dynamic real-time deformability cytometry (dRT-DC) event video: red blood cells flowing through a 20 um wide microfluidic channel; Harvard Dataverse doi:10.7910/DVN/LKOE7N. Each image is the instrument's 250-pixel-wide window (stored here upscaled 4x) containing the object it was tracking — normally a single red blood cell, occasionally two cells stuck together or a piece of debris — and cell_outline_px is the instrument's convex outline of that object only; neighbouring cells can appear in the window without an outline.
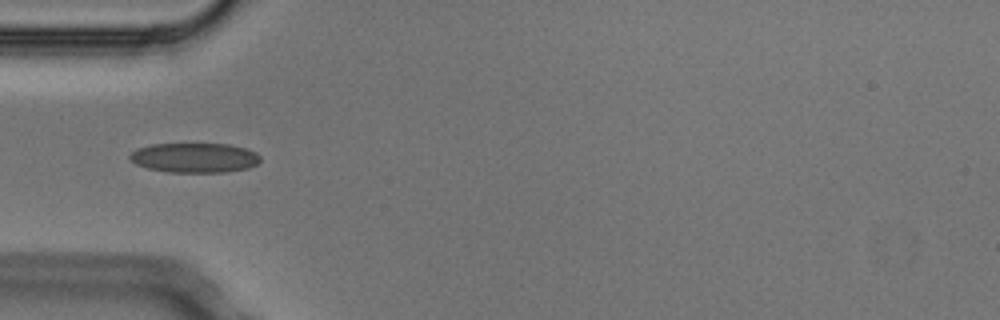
{"species": "Egyptian fruit bat (a non-hibernating species)", "species_latin": "Rousettus aegyptiacus", "temperature_condition": "cold", "stored_images_in_passage": 3, "camera_frame_rate_fps": 3000, "um_per_image_px": 0.085, "animal": {"sex": "male"}, "frame": {"image": 1, "passage_image": 1, "time_ms": 0.0, "image_size_px": [1000, 320], "cell_outline_px": [[260, 160], [256, 164], [248, 168], [224, 172], [168, 172], [148, 168], [136, 164], [128, 156], [136, 148], [152, 144], [228, 144], [248, 148], [256, 152], [260, 156]], "centroid_in_image_um": [16.55, 13.4], "position_along_channel_um": 68.4, "area_um2": 22.6}}
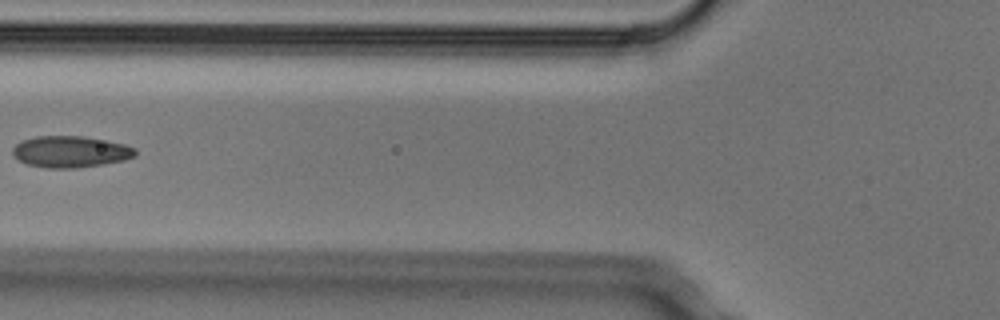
{"frame": {"image": 2, "passage_image": 2, "time_ms": 0.333, "image_size_px": [1000, 320], "cell_outline_px": [[136, 156], [124, 160], [104, 164], [76, 168], [48, 168], [28, 164], [20, 160], [12, 152], [12, 148], [20, 140], [36, 136], [84, 136], [108, 140], [124, 144], [136, 148]], "centroid_in_image_um": [6.02, 12.88], "position_along_channel_um": 119.8, "area_um2": 22.6}}